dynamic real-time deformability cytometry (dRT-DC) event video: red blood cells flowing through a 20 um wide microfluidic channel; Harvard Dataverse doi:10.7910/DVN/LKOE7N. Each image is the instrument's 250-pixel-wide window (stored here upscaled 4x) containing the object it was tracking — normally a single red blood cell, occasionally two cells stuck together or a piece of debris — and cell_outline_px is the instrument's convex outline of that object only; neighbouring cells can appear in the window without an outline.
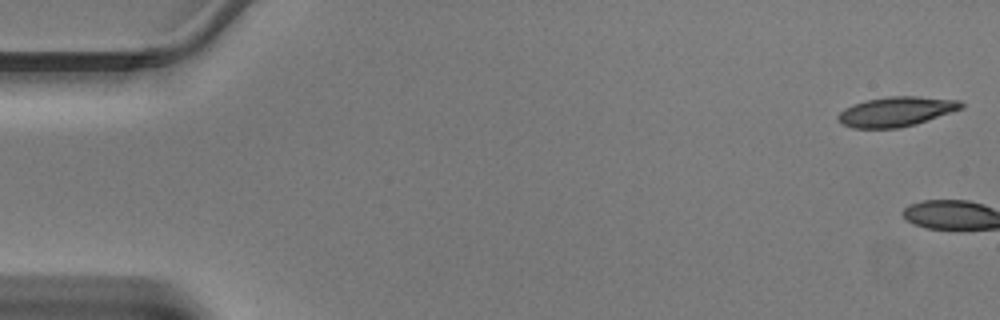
{"species": "Egyptian fruit bat (a non-hibernating species)", "species_latin": "Rousettus aegyptiacus", "temperature_condition": "warm", "stored_images_in_passage": 3, "camera_frame_rate_fps": 3000, "um_per_image_px": 0.085, "animal": {"sex": "male"}, "frame": {"image": 1, "passage_image": 1, "time_ms": 0.0, "image_size_px": [1000, 320], "cell_outline_px": [[964, 108], [916, 124], [900, 128], [852, 128], [844, 124], [836, 116], [844, 108], [852, 104], [868, 100], [888, 96], [916, 96], [960, 100], [964, 104]], "centroid_in_image_um": [76.2, 9.48], "position_along_channel_um": 8.8, "area_um2": 21.33}}